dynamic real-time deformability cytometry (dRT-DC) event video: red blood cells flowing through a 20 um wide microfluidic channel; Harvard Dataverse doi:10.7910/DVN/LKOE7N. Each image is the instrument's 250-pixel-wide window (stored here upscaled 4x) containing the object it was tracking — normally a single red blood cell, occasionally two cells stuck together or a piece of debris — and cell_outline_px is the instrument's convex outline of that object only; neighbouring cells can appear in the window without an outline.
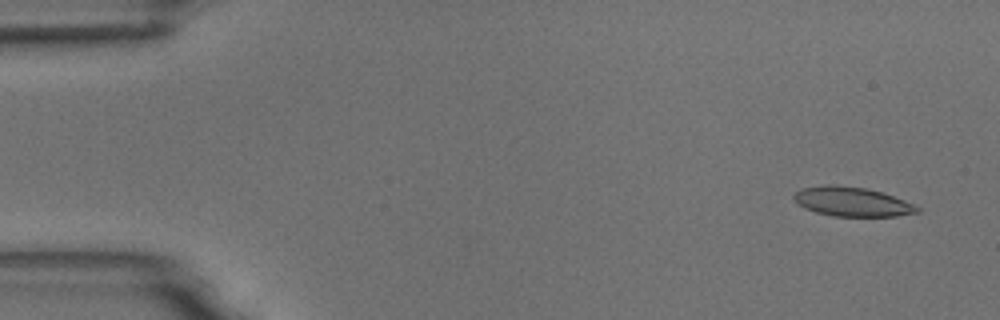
{"species": "common noctule bat (a hibernating species)", "species_latin": "Nyctalus noctula", "temperature_condition": "room temperature", "stored_images_in_passage": 7, "camera_frame_rate_fps": 3000, "um_per_image_px": 0.085, "animal": {"sex": "male", "body_mass_g": 18.8}, "frame": {"image": 1, "passage_image": 1, "time_ms": 0.0, "image_size_px": [1000, 320], "cell_outline_px": [[920, 212], [896, 216], [832, 216], [816, 212], [804, 208], [792, 196], [800, 188], [828, 184], [832, 184], [864, 188], [880, 192], [904, 200], [920, 208]], "centroid_in_image_um": [72.4, 17.14], "position_along_channel_um": 12.6, "area_um2": 20.87}}
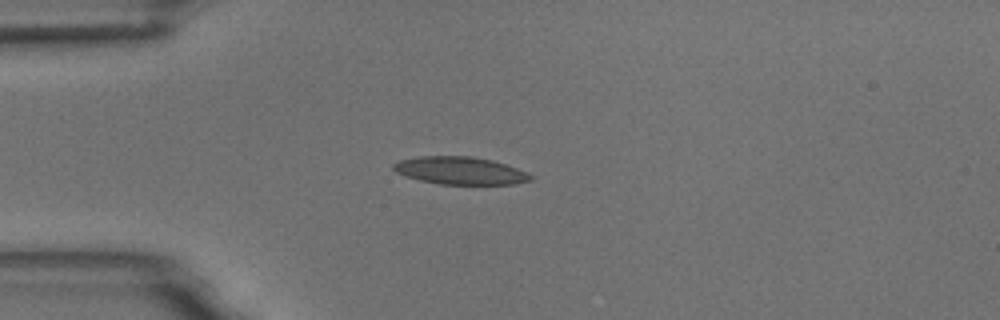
{"frame": {"image": 2, "passage_image": 4, "time_ms": 3.667, "image_size_px": [1000, 320], "cell_outline_px": [[536, 176], [532, 180], [516, 184], [440, 184], [420, 180], [404, 176], [396, 172], [392, 168], [392, 164], [400, 160], [420, 156], [472, 156], [492, 160], [516, 168]], "centroid_in_image_um": [39.12, 14.5], "position_along_channel_um": 45.9, "area_um2": 22.14}}